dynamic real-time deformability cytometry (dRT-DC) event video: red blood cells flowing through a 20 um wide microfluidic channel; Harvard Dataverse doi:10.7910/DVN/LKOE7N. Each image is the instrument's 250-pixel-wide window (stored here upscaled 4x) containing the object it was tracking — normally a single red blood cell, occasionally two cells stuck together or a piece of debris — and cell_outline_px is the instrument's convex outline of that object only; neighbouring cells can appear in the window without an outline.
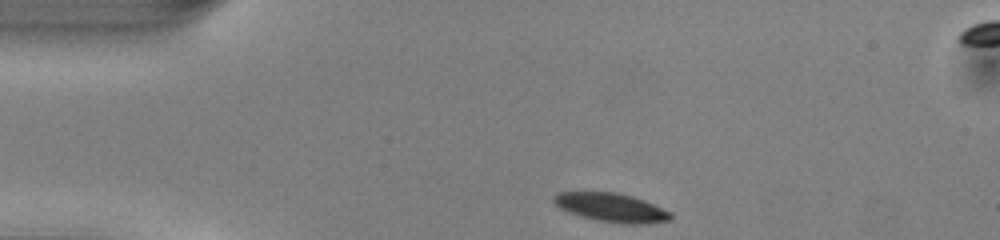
{"species": "common noctule bat (a hibernating species)", "species_latin": "Nyctalus noctula", "temperature_condition": "warm", "stored_images_in_passage": 42, "segment_of_instrument_passage": [1, 2], "camera_frame_rate_fps": 3000, "um_per_image_px": 0.085, "animal": {"sex": "male", "body_mass_g": 13.0, "forearm_length_mm": 53.1}, "frame": {"image": 1, "passage_image": 1, "time_ms": 0.0, "image_size_px": [1000, 240], "cell_outline_px": [[672, 220], [648, 224], [620, 224], [596, 220], [580, 216], [568, 212], [560, 208], [552, 200], [552, 196], [556, 192], [616, 192], [632, 196], [644, 200], [672, 212]], "centroid_in_image_um": [51.98, 17.65], "position_along_channel_um": 33.0, "area_um2": 19.88}}
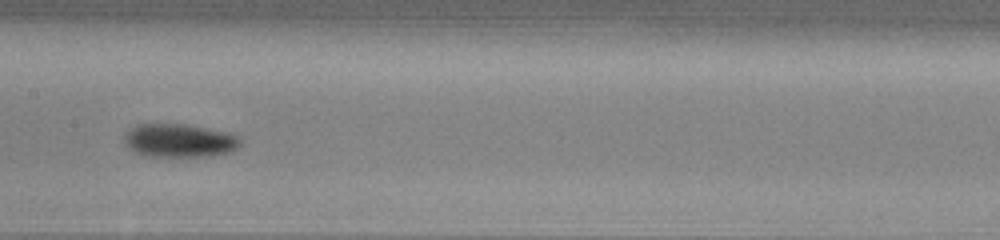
{"frame": {"image": 2, "passage_image": 16, "time_ms": 5.0, "image_size_px": [1000, 240], "cell_outline_px": [[240, 144], [236, 148], [228, 152], [200, 156], [144, 156], [136, 152], [124, 144], [124, 136], [128, 128], [136, 124], [188, 124], [208, 128], [224, 132], [236, 136], [240, 140]], "centroid_in_image_um": [15.16, 11.93], "position_along_channel_um": 192.2, "area_um2": 22.37}}
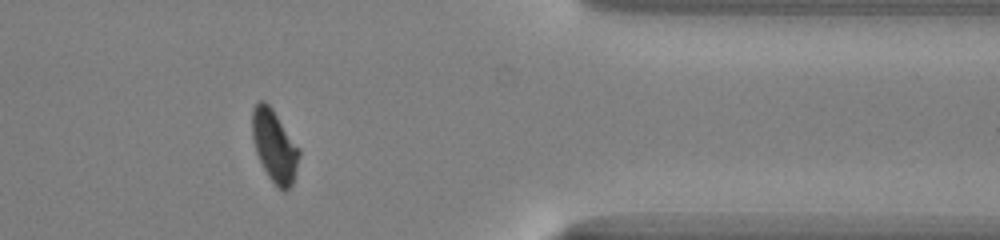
{"frame": {"image": 3, "passage_image": 32, "time_ms": 10.333, "image_size_px": [1000, 240], "cell_outline_px": [[300, 156], [292, 184], [284, 192], [268, 176], [256, 152], [252, 136], [252, 108], [260, 100], [264, 100], [272, 108], [300, 148]], "centroid_in_image_um": [23.33, 12.37], "position_along_channel_um": 388.1, "area_um2": 19.54}}